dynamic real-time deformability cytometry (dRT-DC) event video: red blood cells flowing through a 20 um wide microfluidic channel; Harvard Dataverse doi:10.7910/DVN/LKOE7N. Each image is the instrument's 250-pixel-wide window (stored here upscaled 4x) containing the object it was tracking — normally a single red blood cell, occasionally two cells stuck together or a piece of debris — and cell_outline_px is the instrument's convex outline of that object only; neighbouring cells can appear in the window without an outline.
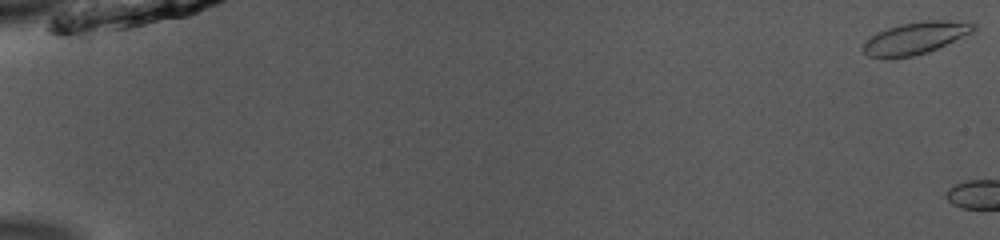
{"species": "common noctule bat (a hibernating species)", "species_latin": "Nyctalus noctula", "temperature_condition": "room temperature", "stored_images_in_passage": 5, "camera_frame_rate_fps": 3000, "um_per_image_px": 0.085, "animal": {"sex": "male", "body_mass_g": 13.0, "forearm_length_mm": 53.1}, "frame": {"image": 1, "passage_image": 1, "time_ms": 0.0, "image_size_px": [1000, 240], "cell_outline_px": [[976, 32], [928, 52], [912, 56], [888, 60], [868, 56], [860, 48], [864, 40], [876, 32], [900, 24], [924, 20], [948, 20], [976, 24]], "centroid_in_image_um": [77.77, 3.26], "position_along_channel_um": 7.2, "area_um2": 21.27}}